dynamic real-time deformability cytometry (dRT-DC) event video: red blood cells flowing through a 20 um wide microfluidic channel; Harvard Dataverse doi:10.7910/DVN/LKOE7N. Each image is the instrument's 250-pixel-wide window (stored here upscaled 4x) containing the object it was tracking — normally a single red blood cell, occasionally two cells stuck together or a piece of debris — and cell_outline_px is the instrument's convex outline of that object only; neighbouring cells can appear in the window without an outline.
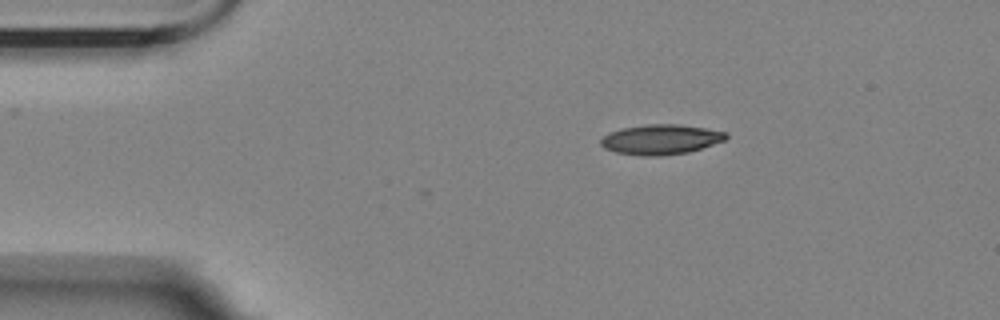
{"species": "Egyptian fruit bat (a non-hibernating species)", "species_latin": "Rousettus aegyptiacus", "temperature_condition": "room temperature", "stored_images_in_passage": 36, "camera_frame_rate_fps": 3000, "um_per_image_px": 0.085, "animal": {"sex": "female"}, "frame": {"image": 1, "passage_image": 1, "time_ms": 0.0, "image_size_px": [1000, 320], "cell_outline_px": [[728, 136], [724, 140], [688, 152], [660, 156], [640, 156], [616, 152], [604, 148], [600, 144], [600, 140], [608, 132], [620, 128], [644, 124], [680, 124], [728, 132]], "centroid_in_image_um": [56.12, 11.84], "position_along_channel_um": 28.9, "area_um2": 21.96}}
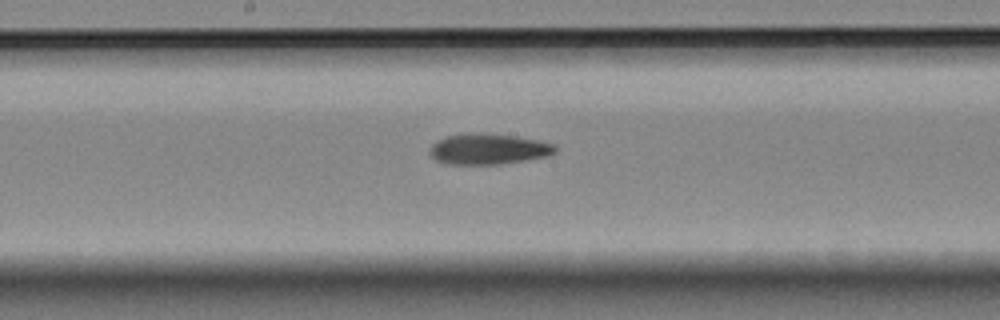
{"frame": {"image": 2, "passage_image": 20, "time_ms": 6.333, "image_size_px": [1000, 320], "cell_outline_px": [[556, 152], [548, 156], [500, 164], [448, 164], [436, 160], [428, 152], [428, 148], [436, 140], [444, 136], [464, 132], [480, 132], [516, 136], [540, 140], [552, 144], [556, 148]], "centroid_in_image_um": [41.45, 12.64], "position_along_channel_um": 206.7, "area_um2": 22.83}}
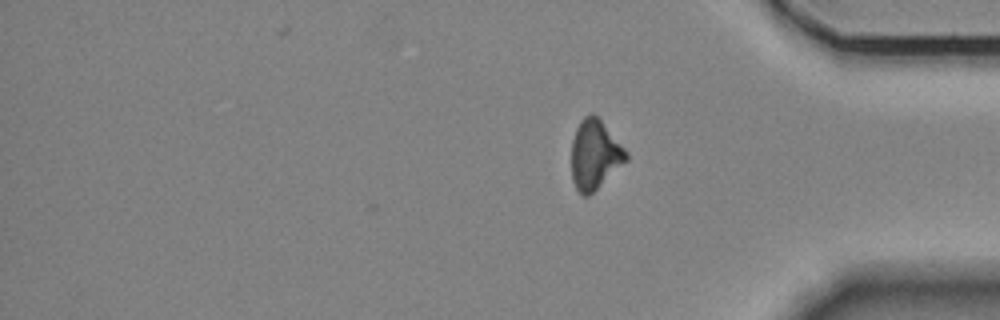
{"frame": {"image": 3, "passage_image": 36, "time_ms": 11.667, "image_size_px": [1000, 320], "cell_outline_px": [[628, 160], [588, 196], [584, 196], [576, 188], [572, 180], [572, 140], [576, 128], [580, 120], [588, 112], [592, 112], [600, 120], [628, 152]], "centroid_in_image_um": [50.55, 13.13], "position_along_channel_um": 384.7, "area_um2": 21.91}, "authors_computed_cell_mechanics": {"area_um2": 22.1663, "velocity_mm_per_s": 3.5873, "shape_relaxation_time_tau1_ms": null, "shape_relaxation_time_tau2_ms": 11.068, "deformation_change_tau1": null, "deformation_change_tau2": 0.2366}}